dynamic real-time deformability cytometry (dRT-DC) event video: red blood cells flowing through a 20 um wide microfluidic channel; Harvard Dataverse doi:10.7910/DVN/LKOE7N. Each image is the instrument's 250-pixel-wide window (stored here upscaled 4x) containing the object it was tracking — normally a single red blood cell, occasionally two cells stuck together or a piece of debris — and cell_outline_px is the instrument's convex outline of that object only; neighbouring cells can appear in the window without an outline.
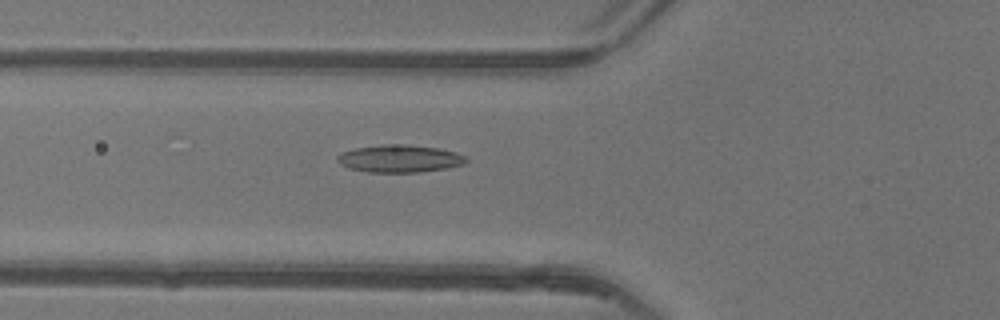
{"species": "common noctule bat (a hibernating species)", "species_latin": "Nyctalus noctula", "temperature_condition": "warm", "stored_images_in_passage": 51, "camera_frame_rate_fps": 3000, "um_per_image_px": 0.085, "animal": {"sex": "female"}, "frame": {"image": 1, "passage_image": 20, "time_ms": 6.333, "image_size_px": [1000, 320], "cell_outline_px": [[468, 160], [464, 164], [448, 168], [420, 172], [368, 172], [348, 168], [340, 164], [336, 160], [336, 156], [340, 152], [356, 148], [384, 144], [408, 144], [436, 148], [456, 152], [468, 156]], "centroid_in_image_um": [33.97, 13.48], "position_along_channel_um": 91.8, "area_um2": 20.87}}
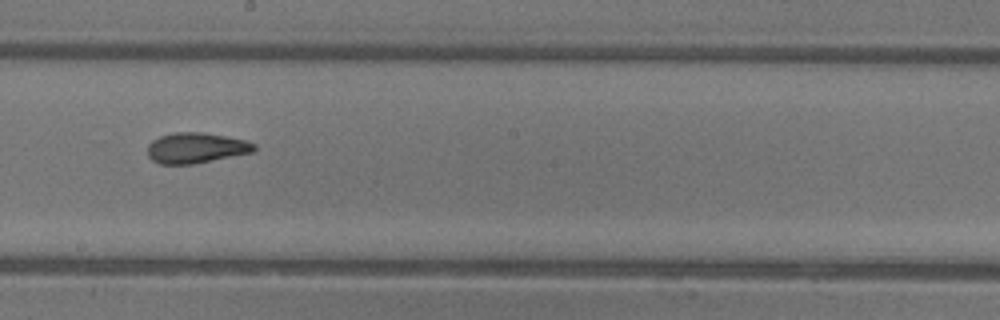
{"frame": {"image": 2, "passage_image": 30, "time_ms": 9.667, "image_size_px": [1000, 320], "cell_outline_px": [[256, 148], [252, 152], [192, 164], [160, 164], [152, 160], [148, 156], [148, 144], [152, 140], [160, 136], [172, 132], [204, 132], [244, 140], [256, 144]], "centroid_in_image_um": [16.62, 12.56], "position_along_channel_um": 231.6, "area_um2": 18.84}}
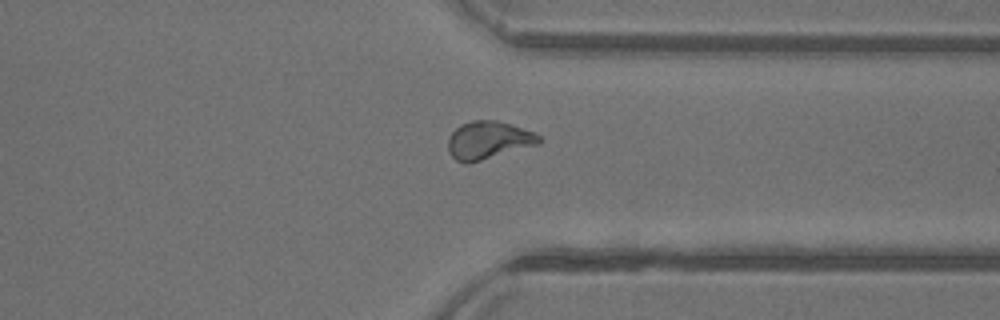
{"frame": {"image": 3, "passage_image": 40, "time_ms": 13.0, "image_size_px": [1000, 320], "cell_outline_px": [[544, 140], [540, 144], [468, 164], [464, 164], [456, 160], [448, 152], [448, 140], [452, 132], [460, 124], [472, 120], [496, 120], [532, 132], [540, 136]], "centroid_in_image_um": [41.5, 11.93], "position_along_channel_um": 369.9, "area_um2": 20.11}, "authors_computed_cell_mechanics": {"area_um2": 19.8832, "velocity_mm_per_s": 4.1665, "shape_relaxation_time_tau1_ms": null, "shape_relaxation_time_tau2_ms": 1.971, "deformation_change_tau1": null, "deformation_change_tau2": 0.0971}}